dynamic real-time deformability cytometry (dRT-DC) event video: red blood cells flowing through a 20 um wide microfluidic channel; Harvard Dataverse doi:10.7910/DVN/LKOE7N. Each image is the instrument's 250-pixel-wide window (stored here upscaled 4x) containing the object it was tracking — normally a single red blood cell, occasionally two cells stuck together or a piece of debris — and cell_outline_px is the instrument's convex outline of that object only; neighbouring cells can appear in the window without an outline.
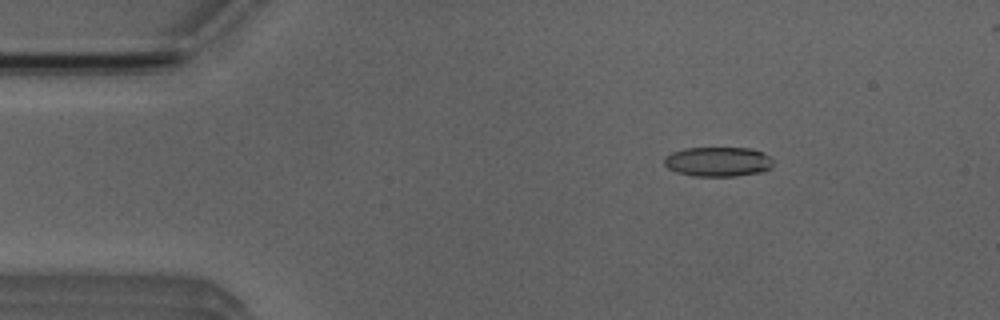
{"species": "Egyptian fruit bat (a non-hibernating species)", "species_latin": "Rousettus aegyptiacus", "temperature_condition": "room temperature", "stored_images_in_passage": 5, "camera_frame_rate_fps": 3000, "um_per_image_px": 0.085, "animal": {"sex": "male"}, "frame": {"image": 1, "passage_image": 2, "time_ms": 2.333, "image_size_px": [1000, 320], "cell_outline_px": [[772, 168], [760, 172], [736, 176], [696, 176], [676, 172], [668, 168], [664, 164], [664, 156], [672, 152], [684, 148], [748, 148], [764, 152], [772, 160]], "centroid_in_image_um": [61.01, 13.74], "position_along_channel_um": 24.0, "area_um2": 18.84}}